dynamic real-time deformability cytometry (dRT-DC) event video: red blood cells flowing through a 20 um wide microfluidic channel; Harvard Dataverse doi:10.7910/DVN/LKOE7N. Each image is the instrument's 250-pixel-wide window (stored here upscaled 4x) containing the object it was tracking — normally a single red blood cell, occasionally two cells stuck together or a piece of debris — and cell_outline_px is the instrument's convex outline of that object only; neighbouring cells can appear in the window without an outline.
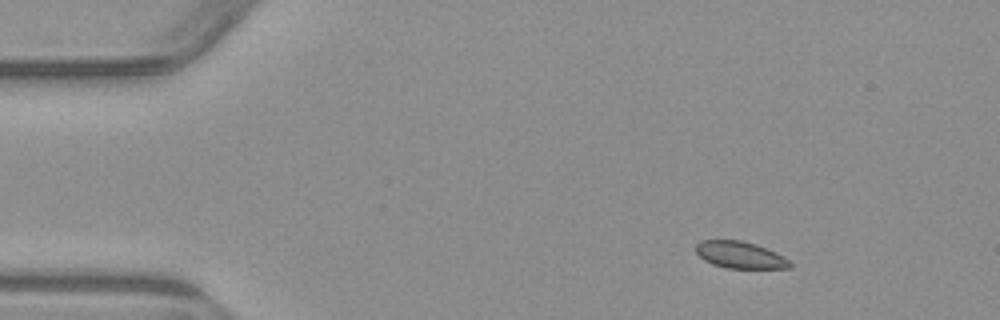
{"species": "common noctule bat (a hibernating species)", "species_latin": "Nyctalus noctula", "temperature_condition": "warm", "stored_images_in_passage": 3, "camera_frame_rate_fps": 3000, "um_per_image_px": 0.085, "animal": {"sex": "male", "body_mass_g": 23.1, "forearm_length_mm": 52.7}, "frame": {"image": 1, "passage_image": 1, "time_ms": 0.0, "image_size_px": [1000, 320], "cell_outline_px": [[792, 268], [728, 268], [712, 264], [704, 260], [696, 252], [696, 244], [700, 240], [740, 240], [756, 244], [776, 252], [784, 256], [792, 264]], "centroid_in_image_um": [62.91, 21.66], "position_along_channel_um": 22.1, "area_um2": 14.74}}